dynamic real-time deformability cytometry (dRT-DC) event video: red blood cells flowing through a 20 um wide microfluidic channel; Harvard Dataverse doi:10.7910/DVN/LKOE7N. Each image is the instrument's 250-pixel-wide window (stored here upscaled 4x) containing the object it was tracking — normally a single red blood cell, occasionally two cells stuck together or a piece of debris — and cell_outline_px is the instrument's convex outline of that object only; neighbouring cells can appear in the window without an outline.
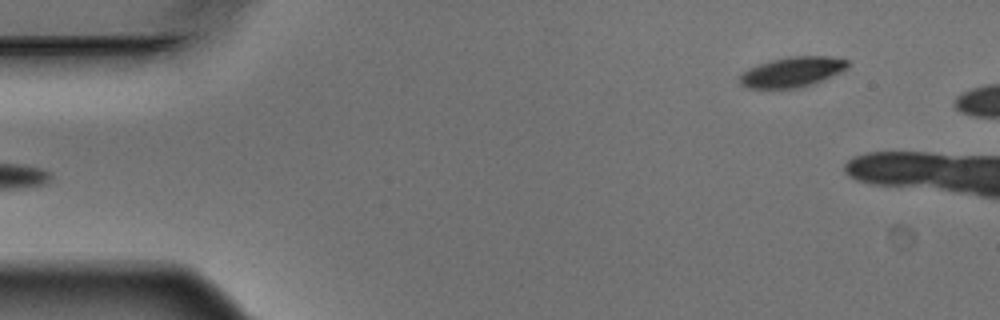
{"species": "Egyptian fruit bat (a non-hibernating species)", "species_latin": "Rousettus aegyptiacus", "temperature_condition": "warm", "stored_images_in_passage": 5, "camera_frame_rate_fps": 3000, "um_per_image_px": 0.085, "animal": {"sex": "male"}, "frame": {"image": 1, "passage_image": 5, "time_ms": 1.333, "image_size_px": [1000, 320], "cell_outline_px": [[848, 68], [840, 72], [812, 84], [796, 88], [748, 88], [740, 84], [740, 76], [748, 68], [772, 60], [792, 56], [828, 56], [848, 60]], "centroid_in_image_um": [67.34, 6.11], "position_along_channel_um": 17.7, "area_um2": 18.67}}